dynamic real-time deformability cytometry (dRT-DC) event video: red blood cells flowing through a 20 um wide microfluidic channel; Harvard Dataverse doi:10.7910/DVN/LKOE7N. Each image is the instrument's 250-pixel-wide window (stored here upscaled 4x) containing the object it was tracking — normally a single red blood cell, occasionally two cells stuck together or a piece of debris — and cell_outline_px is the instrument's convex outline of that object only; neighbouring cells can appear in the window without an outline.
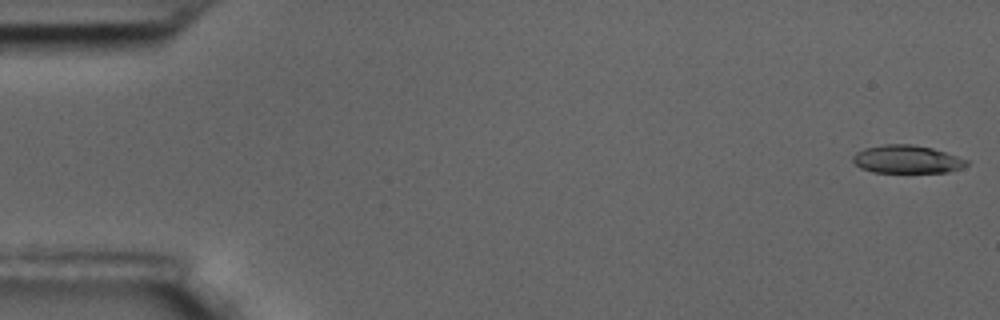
{"species": "common noctule bat (a hibernating species)", "species_latin": "Nyctalus noctula", "temperature_condition": "room temperature", "stored_images_in_passage": 59, "camera_frame_rate_fps": 3000, "um_per_image_px": 0.085, "animal": {"sex": "male", "body_mass_g": 17.5, "forearm_length_mm": 52.3}, "frame": {"image": 1, "passage_image": 1, "time_ms": 0.0, "image_size_px": [1000, 320], "cell_outline_px": [[968, 164], [960, 168], [948, 172], [872, 172], [860, 168], [852, 160], [852, 156], [856, 152], [864, 148], [884, 144], [912, 144], [932, 148], [968, 160]], "centroid_in_image_um": [77.05, 13.54], "position_along_channel_um": 8.0, "area_um2": 18.5}}
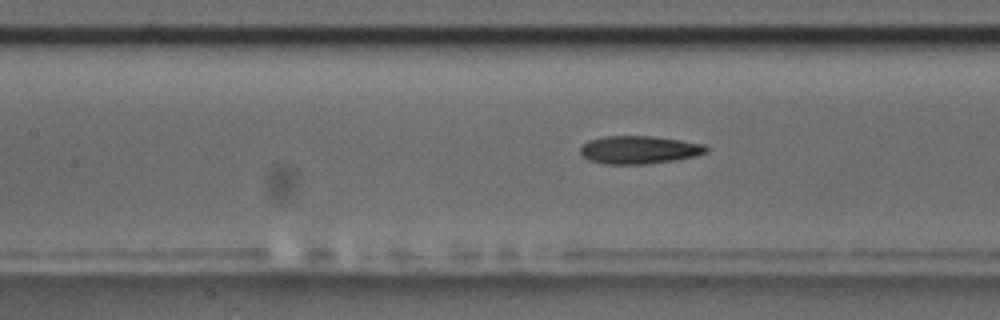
{"frame": {"image": 2, "passage_image": 26, "time_ms": 8.333, "image_size_px": [1000, 320], "cell_outline_px": [[708, 152], [696, 156], [676, 160], [648, 164], [604, 164], [588, 160], [580, 156], [580, 148], [588, 140], [604, 136], [652, 136], [680, 140], [704, 144], [708, 148]], "centroid_in_image_um": [54.31, 12.74], "position_along_channel_um": 153.1, "area_um2": 20.75}}
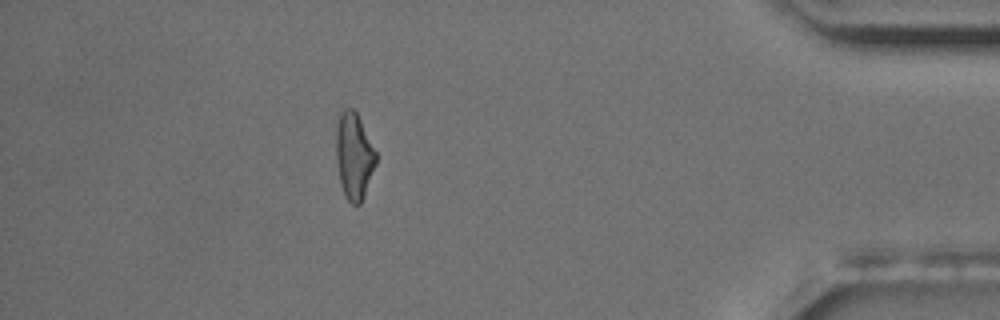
{"frame": {"image": 3, "passage_image": 52, "time_ms": 17.0, "image_size_px": [1000, 320], "cell_outline_px": [[376, 164], [364, 196], [360, 204], [356, 208], [344, 196], [340, 184], [336, 160], [336, 116], [344, 108], [352, 108], [356, 112], [376, 152]], "centroid_in_image_um": [30.06, 13.27], "position_along_channel_um": 405.1, "area_um2": 20.35}, "authors_computed_cell_mechanics": {"area_um2": 20.23, "velocity_mm_per_s": 3.4454, "shape_relaxation_time_tau1_ms": 9.2393, "shape_relaxation_time_tau2_ms": 4.1803, "deformation_change_tau1": 0.2075, "deformation_change_tau2": 0.1334}}